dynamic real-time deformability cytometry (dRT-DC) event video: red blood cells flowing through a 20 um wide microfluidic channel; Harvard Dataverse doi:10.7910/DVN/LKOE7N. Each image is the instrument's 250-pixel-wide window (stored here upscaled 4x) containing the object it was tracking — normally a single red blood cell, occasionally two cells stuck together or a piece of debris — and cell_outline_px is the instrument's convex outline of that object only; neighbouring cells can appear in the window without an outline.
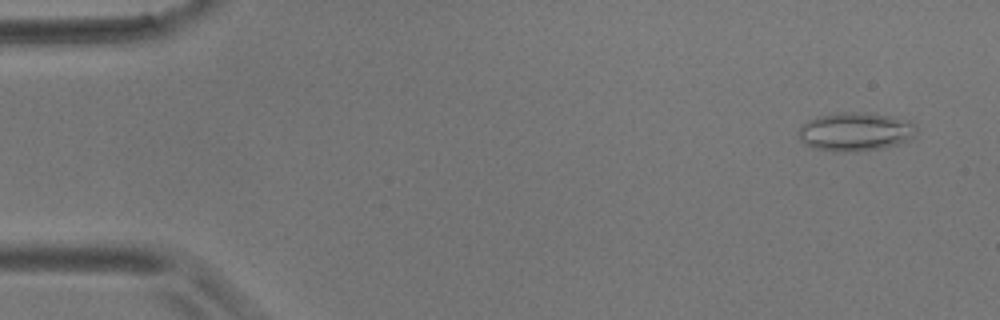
{"species": "common noctule bat (a hibernating species)", "species_latin": "Nyctalus noctula", "temperature_condition": "room temperature", "stored_images_in_passage": 10, "camera_frame_rate_fps": 3000, "um_per_image_px": 0.085, "animal": {"sex": "male", "body_mass_g": 17.9}, "frame": {"image": 1, "passage_image": 1, "time_ms": 0.0, "image_size_px": [1000, 320], "cell_outline_px": [[916, 136], [912, 140], [900, 144], [884, 148], [856, 152], [836, 152], [816, 148], [804, 144], [800, 140], [800, 128], [808, 120], [816, 116], [844, 112], [868, 112], [892, 116], [908, 120], [916, 124]], "centroid_in_image_um": [72.78, 11.2], "position_along_channel_um": 12.2, "area_um2": 26.99}}
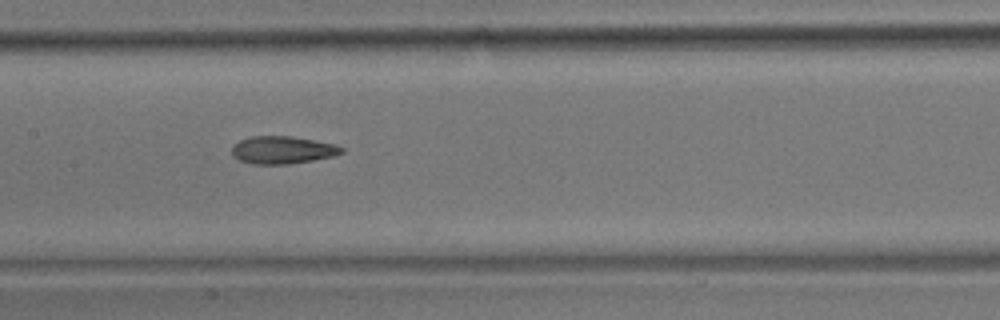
{"frame": {"image": 2, "passage_image": 7, "time_ms": 8.0, "image_size_px": [1000, 320], "cell_outline_px": [[344, 152], [332, 156], [312, 160], [288, 164], [252, 164], [240, 160], [232, 156], [232, 148], [240, 140], [252, 136], [292, 136], [336, 144], [344, 148]], "centroid_in_image_um": [24.02, 12.74], "position_along_channel_um": 183.4, "area_um2": 17.57}}
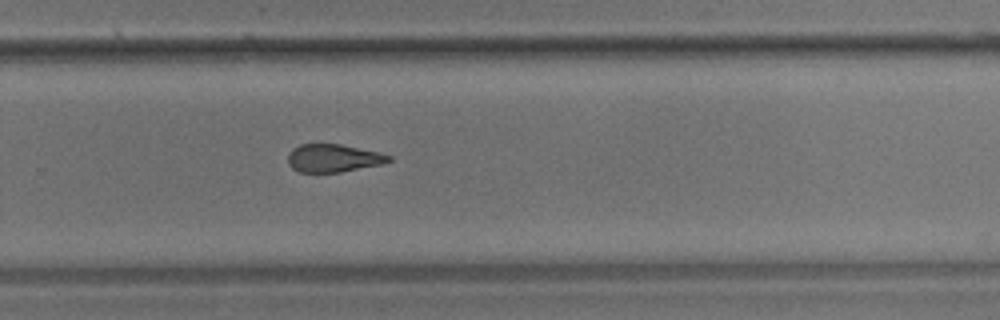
{"frame": {"image": 3, "passage_image": 10, "time_ms": 11.333, "image_size_px": [1000, 320], "cell_outline_px": [[392, 160], [384, 164], [340, 172], [300, 172], [292, 168], [288, 164], [288, 156], [292, 148], [300, 144], [340, 144], [380, 152], [392, 156]], "centroid_in_image_um": [28.36, 13.44], "position_along_channel_um": 301.4, "area_um2": 16.53}}